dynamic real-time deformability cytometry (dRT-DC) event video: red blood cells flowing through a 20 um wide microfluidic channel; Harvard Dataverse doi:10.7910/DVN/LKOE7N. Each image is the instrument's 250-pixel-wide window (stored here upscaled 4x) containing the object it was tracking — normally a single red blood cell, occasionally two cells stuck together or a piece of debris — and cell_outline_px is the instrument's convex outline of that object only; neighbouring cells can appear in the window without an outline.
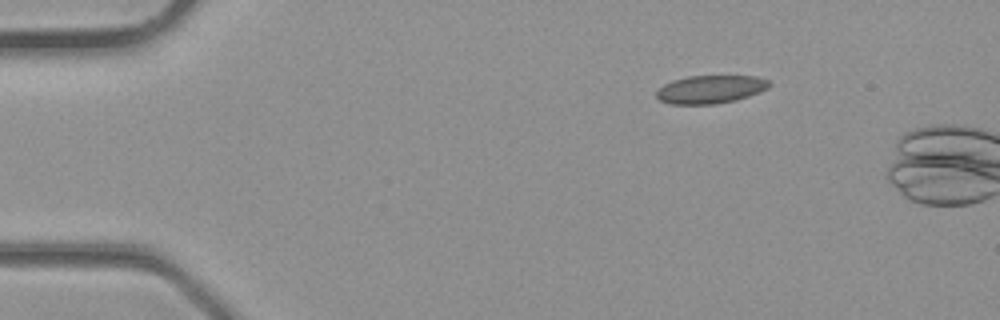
{"species": "common noctule bat (a hibernating species)", "species_latin": "Nyctalus noctula", "temperature_condition": "room temperature", "stored_images_in_passage": 2, "camera_frame_rate_fps": 3000, "um_per_image_px": 0.085, "animal": {"sex": "male", "body_mass_g": 23.1, "forearm_length_mm": 52.7}, "frame": {"image": 1, "passage_image": 2, "time_ms": 0.333, "image_size_px": [1000, 320], "cell_outline_px": [[772, 84], [768, 88], [748, 96], [736, 100], [716, 104], [668, 104], [660, 100], [656, 96], [656, 92], [664, 84], [672, 80], [688, 76], [756, 76], [768, 80]], "centroid_in_image_um": [60.38, 7.59], "position_along_channel_um": 24.6, "area_um2": 18.5}}